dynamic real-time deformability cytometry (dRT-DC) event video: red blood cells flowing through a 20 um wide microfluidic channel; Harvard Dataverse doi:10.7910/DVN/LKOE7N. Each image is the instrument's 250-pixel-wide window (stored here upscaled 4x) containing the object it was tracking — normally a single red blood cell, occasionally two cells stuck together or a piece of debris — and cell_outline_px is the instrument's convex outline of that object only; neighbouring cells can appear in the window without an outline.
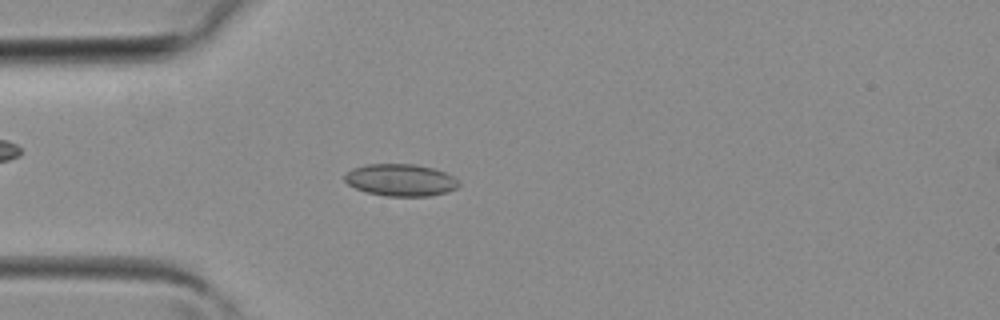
{"species": "common noctule bat (a hibernating species)", "species_latin": "Nyctalus noctula", "temperature_condition": "room temperature", "stored_images_in_passage": 38, "camera_frame_rate_fps": 3000, "um_per_image_px": 0.085, "animal": {"sex": "female", "body_mass_g": 19.3, "forearm_length_mm": 54.1}, "frame": {"image": 1, "passage_image": 10, "time_ms": 3.0, "image_size_px": [1000, 320], "cell_outline_px": [[460, 184], [456, 188], [448, 192], [428, 196], [388, 196], [368, 192], [356, 188], [348, 184], [344, 180], [344, 176], [352, 168], [364, 164], [416, 164], [432, 168], [444, 172], [452, 176]], "centroid_in_image_um": [34.04, 15.3], "position_along_channel_um": 51.0, "area_um2": 21.21}}
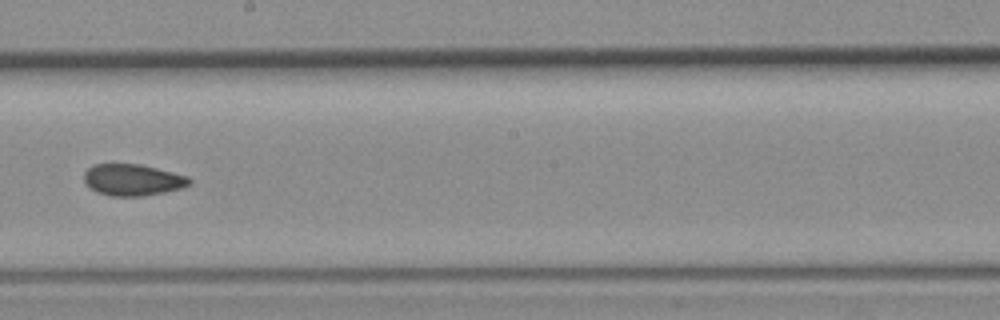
{"frame": {"image": 2, "passage_image": 21, "time_ms": 6.667, "image_size_px": [1000, 320], "cell_outline_px": [[192, 184], [180, 188], [164, 192], [144, 196], [112, 196], [96, 192], [88, 188], [84, 180], [84, 172], [92, 164], [140, 164], [188, 176], [192, 180]], "centroid_in_image_um": [11.25, 15.29], "position_along_channel_um": 236.9, "area_um2": 19.48}}
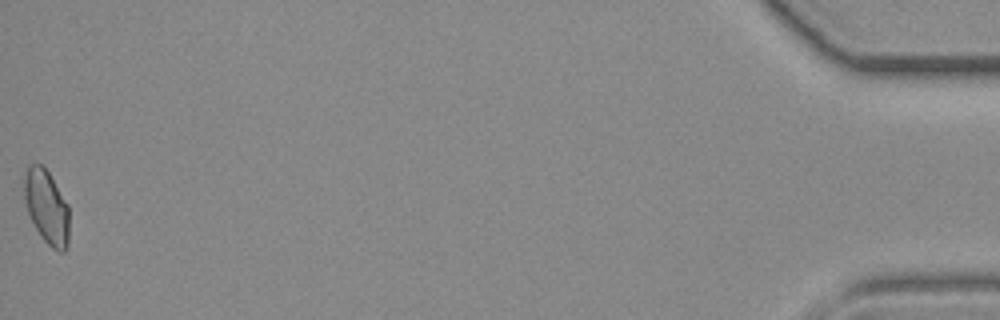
{"frame": {"image": 3, "passage_image": 38, "time_ms": 12.333, "image_size_px": [1000, 320], "cell_outline_px": [[68, 248], [64, 252], [60, 252], [52, 248], [40, 236], [28, 212], [24, 200], [24, 176], [28, 164], [44, 164], [68, 204]], "centroid_in_image_um": [3.96, 17.57], "position_along_channel_um": 431.2, "area_um2": 19.54}}